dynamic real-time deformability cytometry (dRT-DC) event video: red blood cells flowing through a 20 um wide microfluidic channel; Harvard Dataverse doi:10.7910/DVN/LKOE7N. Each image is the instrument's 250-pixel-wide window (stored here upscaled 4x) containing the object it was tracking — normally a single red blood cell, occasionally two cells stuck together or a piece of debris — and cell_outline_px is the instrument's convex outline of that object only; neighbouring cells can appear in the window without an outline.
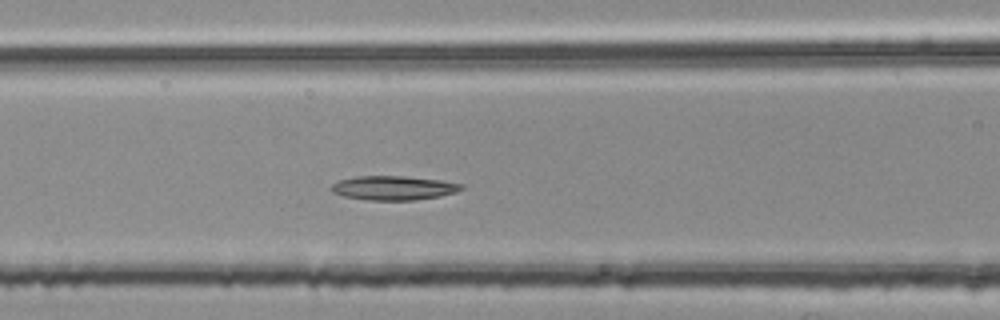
{"species": "common noctule bat (a hibernating species)", "species_latin": "Nyctalus noctula", "temperature_condition": "room temperature", "stored_images_in_passage": 47, "segment_of_instrument_passage": [2, 2], "camera_frame_rate_fps": 3000, "um_per_image_px": 0.085, "animal": {"sex": "female", "body_mass_g": 25.1}, "frame": {"image": 1, "passage_image": 18, "time_ms": 5.667, "image_size_px": [1000, 320], "cell_outline_px": [[464, 188], [456, 192], [440, 196], [416, 200], [368, 200], [344, 196], [332, 192], [328, 188], [332, 184], [340, 180], [356, 176], [404, 176], [440, 180], [464, 184]], "centroid_in_image_um": [33.45, 15.97], "position_along_channel_um": 133.2, "area_um2": 18.38}}
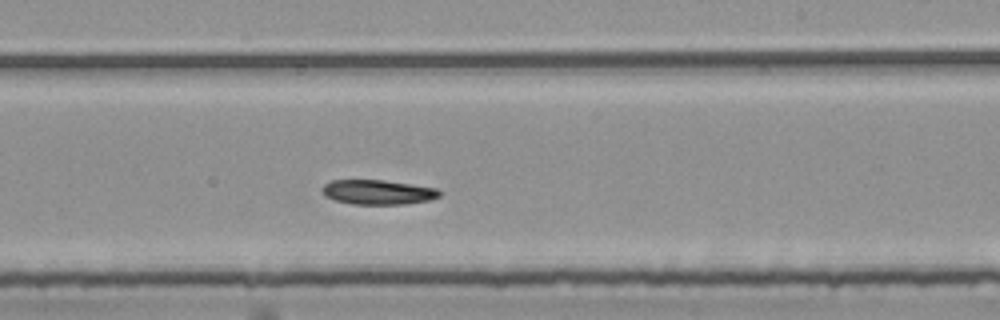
{"frame": {"image": 2, "passage_image": 28, "time_ms": 9.0, "image_size_px": [1000, 320], "cell_outline_px": [[440, 196], [428, 200], [404, 204], [352, 204], [336, 200], [324, 196], [320, 188], [324, 184], [332, 180], [384, 180], [436, 188], [440, 192]], "centroid_in_image_um": [32.07, 16.33], "position_along_channel_um": 256.9, "area_um2": 16.76}}
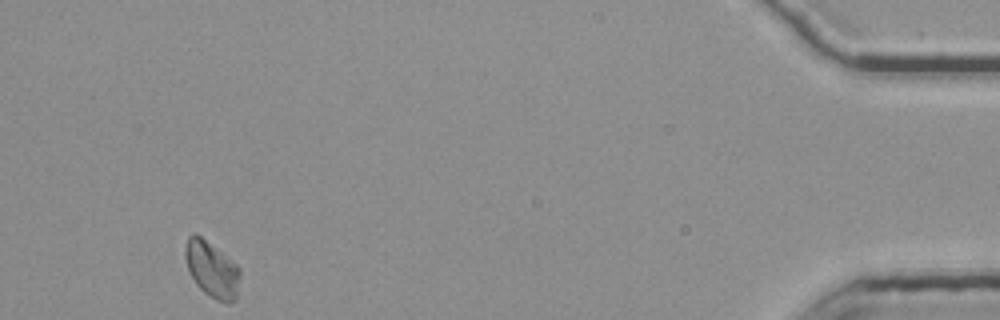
{"frame": {"image": 3, "passage_image": 47, "time_ms": 15.333, "image_size_px": [1000, 320], "cell_outline_px": [[240, 276], [236, 300], [228, 304], [216, 300], [204, 292], [196, 284], [188, 268], [184, 256], [184, 248], [188, 236], [192, 232], [200, 236], [236, 264], [240, 268]], "centroid_in_image_um": [18.01, 22.92], "position_along_channel_um": 417.2, "area_um2": 17.8}}